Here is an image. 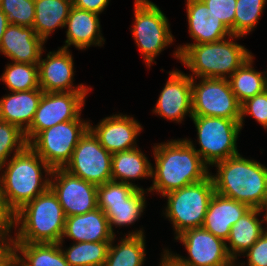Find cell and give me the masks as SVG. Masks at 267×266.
<instances>
[{
    "instance_id": "obj_1",
    "label": "cell",
    "mask_w": 267,
    "mask_h": 266,
    "mask_svg": "<svg viewBox=\"0 0 267 266\" xmlns=\"http://www.w3.org/2000/svg\"><path fill=\"white\" fill-rule=\"evenodd\" d=\"M155 167H152V186L146 190L158 195L181 189L206 179L209 166L184 138L171 139L153 146Z\"/></svg>"
},
{
    "instance_id": "obj_2",
    "label": "cell",
    "mask_w": 267,
    "mask_h": 266,
    "mask_svg": "<svg viewBox=\"0 0 267 266\" xmlns=\"http://www.w3.org/2000/svg\"><path fill=\"white\" fill-rule=\"evenodd\" d=\"M0 172V193L14 213L50 187L52 168L29 145L12 156Z\"/></svg>"
},
{
    "instance_id": "obj_3",
    "label": "cell",
    "mask_w": 267,
    "mask_h": 266,
    "mask_svg": "<svg viewBox=\"0 0 267 266\" xmlns=\"http://www.w3.org/2000/svg\"><path fill=\"white\" fill-rule=\"evenodd\" d=\"M212 177L215 192L243 202L250 208L263 209L267 202V167L240 153L215 163Z\"/></svg>"
},
{
    "instance_id": "obj_4",
    "label": "cell",
    "mask_w": 267,
    "mask_h": 266,
    "mask_svg": "<svg viewBox=\"0 0 267 266\" xmlns=\"http://www.w3.org/2000/svg\"><path fill=\"white\" fill-rule=\"evenodd\" d=\"M65 220L58 197L49 187L15 213L14 229L17 231L12 243H59Z\"/></svg>"
},
{
    "instance_id": "obj_5",
    "label": "cell",
    "mask_w": 267,
    "mask_h": 266,
    "mask_svg": "<svg viewBox=\"0 0 267 266\" xmlns=\"http://www.w3.org/2000/svg\"><path fill=\"white\" fill-rule=\"evenodd\" d=\"M240 38L243 37L231 35L218 42L189 44L179 61L192 72L188 74L191 78L228 79L253 55L235 42Z\"/></svg>"
},
{
    "instance_id": "obj_6",
    "label": "cell",
    "mask_w": 267,
    "mask_h": 266,
    "mask_svg": "<svg viewBox=\"0 0 267 266\" xmlns=\"http://www.w3.org/2000/svg\"><path fill=\"white\" fill-rule=\"evenodd\" d=\"M215 193L212 177L192 183L165 194L167 205L163 212L165 219L173 225L174 236L203 225L209 202Z\"/></svg>"
},
{
    "instance_id": "obj_7",
    "label": "cell",
    "mask_w": 267,
    "mask_h": 266,
    "mask_svg": "<svg viewBox=\"0 0 267 266\" xmlns=\"http://www.w3.org/2000/svg\"><path fill=\"white\" fill-rule=\"evenodd\" d=\"M168 17L150 0H134V22L131 32L148 68L155 58L174 42Z\"/></svg>"
},
{
    "instance_id": "obj_8",
    "label": "cell",
    "mask_w": 267,
    "mask_h": 266,
    "mask_svg": "<svg viewBox=\"0 0 267 266\" xmlns=\"http://www.w3.org/2000/svg\"><path fill=\"white\" fill-rule=\"evenodd\" d=\"M191 119L195 124L200 149H196L191 138L185 139L209 167L239 154L237 140L242 130L240 120L207 116H192Z\"/></svg>"
},
{
    "instance_id": "obj_9",
    "label": "cell",
    "mask_w": 267,
    "mask_h": 266,
    "mask_svg": "<svg viewBox=\"0 0 267 266\" xmlns=\"http://www.w3.org/2000/svg\"><path fill=\"white\" fill-rule=\"evenodd\" d=\"M147 192L115 181L97 186L98 207L104 211L113 233L114 227H128L140 219L146 208Z\"/></svg>"
},
{
    "instance_id": "obj_10",
    "label": "cell",
    "mask_w": 267,
    "mask_h": 266,
    "mask_svg": "<svg viewBox=\"0 0 267 266\" xmlns=\"http://www.w3.org/2000/svg\"><path fill=\"white\" fill-rule=\"evenodd\" d=\"M90 120L75 119L40 131L28 145L52 168H64Z\"/></svg>"
},
{
    "instance_id": "obj_11",
    "label": "cell",
    "mask_w": 267,
    "mask_h": 266,
    "mask_svg": "<svg viewBox=\"0 0 267 266\" xmlns=\"http://www.w3.org/2000/svg\"><path fill=\"white\" fill-rule=\"evenodd\" d=\"M174 239L181 242L188 253V257H183L164 248L163 252L177 266H235L226 242L202 227L186 230Z\"/></svg>"
},
{
    "instance_id": "obj_12",
    "label": "cell",
    "mask_w": 267,
    "mask_h": 266,
    "mask_svg": "<svg viewBox=\"0 0 267 266\" xmlns=\"http://www.w3.org/2000/svg\"><path fill=\"white\" fill-rule=\"evenodd\" d=\"M196 79L200 80L199 83ZM192 78V116L240 120L241 104L228 79Z\"/></svg>"
},
{
    "instance_id": "obj_13",
    "label": "cell",
    "mask_w": 267,
    "mask_h": 266,
    "mask_svg": "<svg viewBox=\"0 0 267 266\" xmlns=\"http://www.w3.org/2000/svg\"><path fill=\"white\" fill-rule=\"evenodd\" d=\"M65 170L96 186L112 181V154L88 129L77 143Z\"/></svg>"
},
{
    "instance_id": "obj_14",
    "label": "cell",
    "mask_w": 267,
    "mask_h": 266,
    "mask_svg": "<svg viewBox=\"0 0 267 266\" xmlns=\"http://www.w3.org/2000/svg\"><path fill=\"white\" fill-rule=\"evenodd\" d=\"M89 92H43L31 126L25 131L29 143L40 131L58 123L81 118Z\"/></svg>"
},
{
    "instance_id": "obj_15",
    "label": "cell",
    "mask_w": 267,
    "mask_h": 266,
    "mask_svg": "<svg viewBox=\"0 0 267 266\" xmlns=\"http://www.w3.org/2000/svg\"><path fill=\"white\" fill-rule=\"evenodd\" d=\"M50 188L57 195L66 217L85 214L98 207L97 186L64 168L52 169Z\"/></svg>"
},
{
    "instance_id": "obj_16",
    "label": "cell",
    "mask_w": 267,
    "mask_h": 266,
    "mask_svg": "<svg viewBox=\"0 0 267 266\" xmlns=\"http://www.w3.org/2000/svg\"><path fill=\"white\" fill-rule=\"evenodd\" d=\"M71 51L59 48L50 51L38 62L39 87L43 92H89L92 88L79 84L74 86V61Z\"/></svg>"
},
{
    "instance_id": "obj_17",
    "label": "cell",
    "mask_w": 267,
    "mask_h": 266,
    "mask_svg": "<svg viewBox=\"0 0 267 266\" xmlns=\"http://www.w3.org/2000/svg\"><path fill=\"white\" fill-rule=\"evenodd\" d=\"M160 92L152 112L166 120L182 123L185 116L192 117V78L175 69Z\"/></svg>"
},
{
    "instance_id": "obj_18",
    "label": "cell",
    "mask_w": 267,
    "mask_h": 266,
    "mask_svg": "<svg viewBox=\"0 0 267 266\" xmlns=\"http://www.w3.org/2000/svg\"><path fill=\"white\" fill-rule=\"evenodd\" d=\"M141 125L134 117L120 113L103 118L95 126L89 123V129L100 144L114 154L138 147L136 139L143 130Z\"/></svg>"
},
{
    "instance_id": "obj_19",
    "label": "cell",
    "mask_w": 267,
    "mask_h": 266,
    "mask_svg": "<svg viewBox=\"0 0 267 266\" xmlns=\"http://www.w3.org/2000/svg\"><path fill=\"white\" fill-rule=\"evenodd\" d=\"M188 31L193 43L177 46L173 56L180 60V54L189 44L211 43L224 40L232 35L225 24L210 12L202 0H186Z\"/></svg>"
},
{
    "instance_id": "obj_20",
    "label": "cell",
    "mask_w": 267,
    "mask_h": 266,
    "mask_svg": "<svg viewBox=\"0 0 267 266\" xmlns=\"http://www.w3.org/2000/svg\"><path fill=\"white\" fill-rule=\"evenodd\" d=\"M44 42L33 27L9 24L3 34L0 53L12 62L38 64Z\"/></svg>"
},
{
    "instance_id": "obj_21",
    "label": "cell",
    "mask_w": 267,
    "mask_h": 266,
    "mask_svg": "<svg viewBox=\"0 0 267 266\" xmlns=\"http://www.w3.org/2000/svg\"><path fill=\"white\" fill-rule=\"evenodd\" d=\"M64 28H67L66 40L60 48L68 49L73 45L85 50L92 45L102 47L105 42L97 13L72 6Z\"/></svg>"
},
{
    "instance_id": "obj_22",
    "label": "cell",
    "mask_w": 267,
    "mask_h": 266,
    "mask_svg": "<svg viewBox=\"0 0 267 266\" xmlns=\"http://www.w3.org/2000/svg\"><path fill=\"white\" fill-rule=\"evenodd\" d=\"M115 236L104 211L97 207L85 214L66 217L61 241L65 237L73 242L112 241Z\"/></svg>"
},
{
    "instance_id": "obj_23",
    "label": "cell",
    "mask_w": 267,
    "mask_h": 266,
    "mask_svg": "<svg viewBox=\"0 0 267 266\" xmlns=\"http://www.w3.org/2000/svg\"><path fill=\"white\" fill-rule=\"evenodd\" d=\"M249 209L247 204L215 192L209 202L202 228L226 242L231 227Z\"/></svg>"
},
{
    "instance_id": "obj_24",
    "label": "cell",
    "mask_w": 267,
    "mask_h": 266,
    "mask_svg": "<svg viewBox=\"0 0 267 266\" xmlns=\"http://www.w3.org/2000/svg\"><path fill=\"white\" fill-rule=\"evenodd\" d=\"M261 213L263 214V209L250 208L231 227L230 235L226 240V249L234 260L235 266H240L239 264L245 266V262L237 264L238 257L245 253L267 229L263 226L266 220ZM260 215L263 216L262 220L259 219Z\"/></svg>"
},
{
    "instance_id": "obj_25",
    "label": "cell",
    "mask_w": 267,
    "mask_h": 266,
    "mask_svg": "<svg viewBox=\"0 0 267 266\" xmlns=\"http://www.w3.org/2000/svg\"><path fill=\"white\" fill-rule=\"evenodd\" d=\"M42 94L41 88L5 94L0 98V119L17 125L25 132L31 126Z\"/></svg>"
},
{
    "instance_id": "obj_26",
    "label": "cell",
    "mask_w": 267,
    "mask_h": 266,
    "mask_svg": "<svg viewBox=\"0 0 267 266\" xmlns=\"http://www.w3.org/2000/svg\"><path fill=\"white\" fill-rule=\"evenodd\" d=\"M139 147L112 154V181L143 187L132 183L133 180L152 178V163ZM132 180V181H131Z\"/></svg>"
},
{
    "instance_id": "obj_27",
    "label": "cell",
    "mask_w": 267,
    "mask_h": 266,
    "mask_svg": "<svg viewBox=\"0 0 267 266\" xmlns=\"http://www.w3.org/2000/svg\"><path fill=\"white\" fill-rule=\"evenodd\" d=\"M144 229L128 232L115 244L110 242L104 266H143L146 258ZM115 244V245H114Z\"/></svg>"
},
{
    "instance_id": "obj_28",
    "label": "cell",
    "mask_w": 267,
    "mask_h": 266,
    "mask_svg": "<svg viewBox=\"0 0 267 266\" xmlns=\"http://www.w3.org/2000/svg\"><path fill=\"white\" fill-rule=\"evenodd\" d=\"M73 0H34L35 33L45 42L58 28L65 27Z\"/></svg>"
},
{
    "instance_id": "obj_29",
    "label": "cell",
    "mask_w": 267,
    "mask_h": 266,
    "mask_svg": "<svg viewBox=\"0 0 267 266\" xmlns=\"http://www.w3.org/2000/svg\"><path fill=\"white\" fill-rule=\"evenodd\" d=\"M253 62L254 55L228 78L231 90L240 104L267 89V69L258 72Z\"/></svg>"
},
{
    "instance_id": "obj_30",
    "label": "cell",
    "mask_w": 267,
    "mask_h": 266,
    "mask_svg": "<svg viewBox=\"0 0 267 266\" xmlns=\"http://www.w3.org/2000/svg\"><path fill=\"white\" fill-rule=\"evenodd\" d=\"M20 266H70L59 243H11Z\"/></svg>"
},
{
    "instance_id": "obj_31",
    "label": "cell",
    "mask_w": 267,
    "mask_h": 266,
    "mask_svg": "<svg viewBox=\"0 0 267 266\" xmlns=\"http://www.w3.org/2000/svg\"><path fill=\"white\" fill-rule=\"evenodd\" d=\"M110 242H73L65 250L63 241L59 245L70 266H104Z\"/></svg>"
},
{
    "instance_id": "obj_32",
    "label": "cell",
    "mask_w": 267,
    "mask_h": 266,
    "mask_svg": "<svg viewBox=\"0 0 267 266\" xmlns=\"http://www.w3.org/2000/svg\"><path fill=\"white\" fill-rule=\"evenodd\" d=\"M10 92L28 91L39 87L38 64L10 62L0 77Z\"/></svg>"
},
{
    "instance_id": "obj_33",
    "label": "cell",
    "mask_w": 267,
    "mask_h": 266,
    "mask_svg": "<svg viewBox=\"0 0 267 266\" xmlns=\"http://www.w3.org/2000/svg\"><path fill=\"white\" fill-rule=\"evenodd\" d=\"M267 0H237L234 35L246 37L257 26Z\"/></svg>"
},
{
    "instance_id": "obj_34",
    "label": "cell",
    "mask_w": 267,
    "mask_h": 266,
    "mask_svg": "<svg viewBox=\"0 0 267 266\" xmlns=\"http://www.w3.org/2000/svg\"><path fill=\"white\" fill-rule=\"evenodd\" d=\"M28 146L25 132L17 125L0 119V168L8 157L23 151Z\"/></svg>"
},
{
    "instance_id": "obj_35",
    "label": "cell",
    "mask_w": 267,
    "mask_h": 266,
    "mask_svg": "<svg viewBox=\"0 0 267 266\" xmlns=\"http://www.w3.org/2000/svg\"><path fill=\"white\" fill-rule=\"evenodd\" d=\"M0 9L9 24L32 27L35 20L34 0H2Z\"/></svg>"
},
{
    "instance_id": "obj_36",
    "label": "cell",
    "mask_w": 267,
    "mask_h": 266,
    "mask_svg": "<svg viewBox=\"0 0 267 266\" xmlns=\"http://www.w3.org/2000/svg\"><path fill=\"white\" fill-rule=\"evenodd\" d=\"M246 115L253 117L263 126L262 128L267 130V89L241 104V117L239 121L241 128H243Z\"/></svg>"
},
{
    "instance_id": "obj_37",
    "label": "cell",
    "mask_w": 267,
    "mask_h": 266,
    "mask_svg": "<svg viewBox=\"0 0 267 266\" xmlns=\"http://www.w3.org/2000/svg\"><path fill=\"white\" fill-rule=\"evenodd\" d=\"M217 18H219L225 26L234 35V17L237 0H202Z\"/></svg>"
},
{
    "instance_id": "obj_38",
    "label": "cell",
    "mask_w": 267,
    "mask_h": 266,
    "mask_svg": "<svg viewBox=\"0 0 267 266\" xmlns=\"http://www.w3.org/2000/svg\"><path fill=\"white\" fill-rule=\"evenodd\" d=\"M242 255L247 257V266H267V229Z\"/></svg>"
},
{
    "instance_id": "obj_39",
    "label": "cell",
    "mask_w": 267,
    "mask_h": 266,
    "mask_svg": "<svg viewBox=\"0 0 267 266\" xmlns=\"http://www.w3.org/2000/svg\"><path fill=\"white\" fill-rule=\"evenodd\" d=\"M15 213L8 207L5 199L0 193V237L11 245L13 237L10 233L14 230Z\"/></svg>"
},
{
    "instance_id": "obj_40",
    "label": "cell",
    "mask_w": 267,
    "mask_h": 266,
    "mask_svg": "<svg viewBox=\"0 0 267 266\" xmlns=\"http://www.w3.org/2000/svg\"><path fill=\"white\" fill-rule=\"evenodd\" d=\"M110 0H73V6L86 11L101 14Z\"/></svg>"
},
{
    "instance_id": "obj_41",
    "label": "cell",
    "mask_w": 267,
    "mask_h": 266,
    "mask_svg": "<svg viewBox=\"0 0 267 266\" xmlns=\"http://www.w3.org/2000/svg\"><path fill=\"white\" fill-rule=\"evenodd\" d=\"M0 266H20L18 255L12 245L0 254Z\"/></svg>"
},
{
    "instance_id": "obj_42",
    "label": "cell",
    "mask_w": 267,
    "mask_h": 266,
    "mask_svg": "<svg viewBox=\"0 0 267 266\" xmlns=\"http://www.w3.org/2000/svg\"><path fill=\"white\" fill-rule=\"evenodd\" d=\"M9 25L8 17L6 14L0 9V44L2 41L3 34Z\"/></svg>"
},
{
    "instance_id": "obj_43",
    "label": "cell",
    "mask_w": 267,
    "mask_h": 266,
    "mask_svg": "<svg viewBox=\"0 0 267 266\" xmlns=\"http://www.w3.org/2000/svg\"><path fill=\"white\" fill-rule=\"evenodd\" d=\"M160 266H177L172 260H170L167 255L163 252L160 258Z\"/></svg>"
},
{
    "instance_id": "obj_44",
    "label": "cell",
    "mask_w": 267,
    "mask_h": 266,
    "mask_svg": "<svg viewBox=\"0 0 267 266\" xmlns=\"http://www.w3.org/2000/svg\"><path fill=\"white\" fill-rule=\"evenodd\" d=\"M9 245L0 237V254L8 247Z\"/></svg>"
},
{
    "instance_id": "obj_45",
    "label": "cell",
    "mask_w": 267,
    "mask_h": 266,
    "mask_svg": "<svg viewBox=\"0 0 267 266\" xmlns=\"http://www.w3.org/2000/svg\"><path fill=\"white\" fill-rule=\"evenodd\" d=\"M263 212L265 213L264 214V217H265V220H266V224L265 225H267V202H266V204H265V206L263 208Z\"/></svg>"
}]
</instances>
